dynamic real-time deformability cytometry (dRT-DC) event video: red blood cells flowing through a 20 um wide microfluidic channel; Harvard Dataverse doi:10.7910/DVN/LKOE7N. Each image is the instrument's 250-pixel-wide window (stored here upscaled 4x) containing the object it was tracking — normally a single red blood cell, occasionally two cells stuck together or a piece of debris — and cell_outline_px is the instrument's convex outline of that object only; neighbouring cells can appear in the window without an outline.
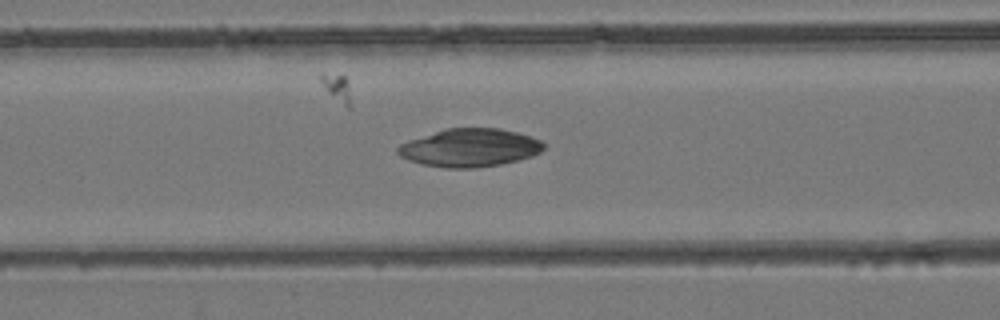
{"species": "common noctule bat (a hibernating species)", "species_latin": "Nyctalus noctula", "temperature_condition": "room temperature", "stored_images_in_passage": 48, "camera_frame_rate_fps": 3000, "um_per_image_px": 0.085, "animal": {"sex": "female", "body_mass_g": 24.6, "forearm_length_mm": 56.2}, "frame": {"image": 1, "passage_image": 20, "time_ms": 6.333, "image_size_px": [1000, 320], "cell_outline_px": [[544, 148], [540, 152], [532, 156], [500, 164], [476, 168], [448, 168], [420, 164], [408, 160], [400, 156], [396, 152], [396, 148], [400, 144], [408, 140], [444, 128], [500, 128], [516, 132], [540, 140], [544, 144]], "centroid_in_image_um": [39.88, 12.56], "position_along_channel_um": 126.7, "area_um2": 32.43}}
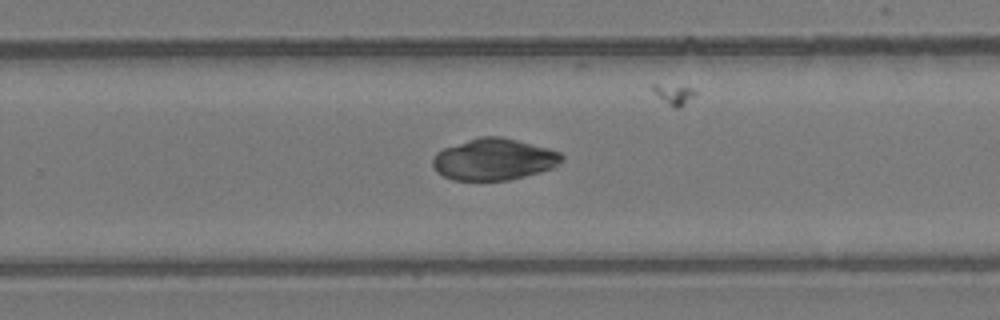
{"frame": {"image": 2, "passage_image": 31, "time_ms": 10.0, "image_size_px": [1000, 320], "cell_outline_px": [[564, 160], [552, 168], [524, 176], [508, 180], [452, 180], [436, 172], [432, 164], [432, 160], [436, 152], [444, 148], [480, 136], [500, 136], [548, 148], [560, 152], [564, 156]], "centroid_in_image_um": [41.97, 13.55], "position_along_channel_um": 287.8, "area_um2": 31.15}}
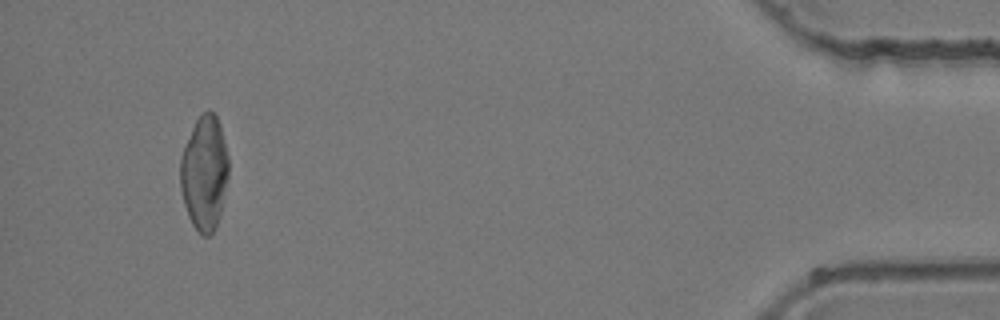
{"frame": {"image": 3, "passage_image": 45, "time_ms": 14.667, "image_size_px": [1000, 320], "cell_outline_px": [[228, 180], [216, 228], [208, 236], [204, 236], [192, 224], [188, 216], [184, 204], [180, 188], [180, 156], [192, 128], [196, 120], [208, 108], [216, 116], [220, 124], [228, 156]], "centroid_in_image_um": [17.37, 14.7], "position_along_channel_um": 417.8, "area_um2": 32.14}}